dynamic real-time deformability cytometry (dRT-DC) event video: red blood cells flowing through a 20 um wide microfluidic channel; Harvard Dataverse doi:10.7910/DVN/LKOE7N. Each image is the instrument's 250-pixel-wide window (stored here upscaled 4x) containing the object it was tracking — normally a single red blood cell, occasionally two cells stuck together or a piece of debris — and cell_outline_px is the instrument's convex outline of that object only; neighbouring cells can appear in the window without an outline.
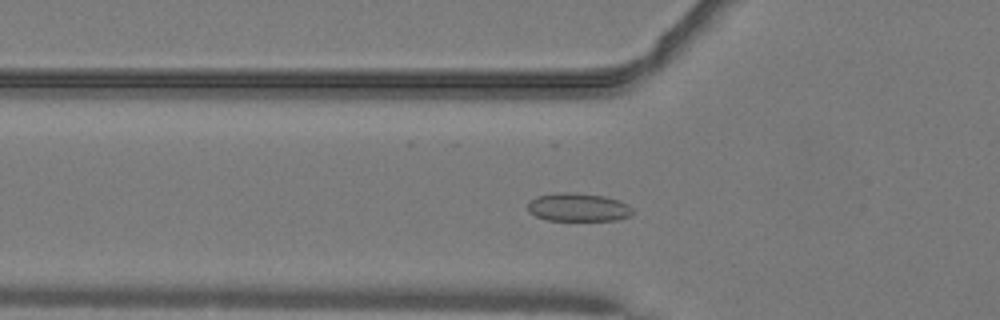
{"species": "common noctule bat (a hibernating species)", "species_latin": "Nyctalus noctula", "temperature_condition": "warm", "stored_images_in_passage": 46, "camera_frame_rate_fps": 3000, "um_per_image_px": 0.085, "animal": {"sex": "male", "body_mass_g": 19.2, "forearm_length_mm": 51.8}, "frame": {"image": 1, "passage_image": 13, "time_ms": 4.0, "image_size_px": [1000, 320], "cell_outline_px": [[636, 212], [632, 216], [616, 220], [544, 220], [528, 212], [528, 200], [536, 196], [556, 192], [572, 192], [604, 196], [620, 200], [628, 204]], "centroid_in_image_um": [49.15, 17.61], "position_along_channel_um": 76.6, "area_um2": 17.69}}
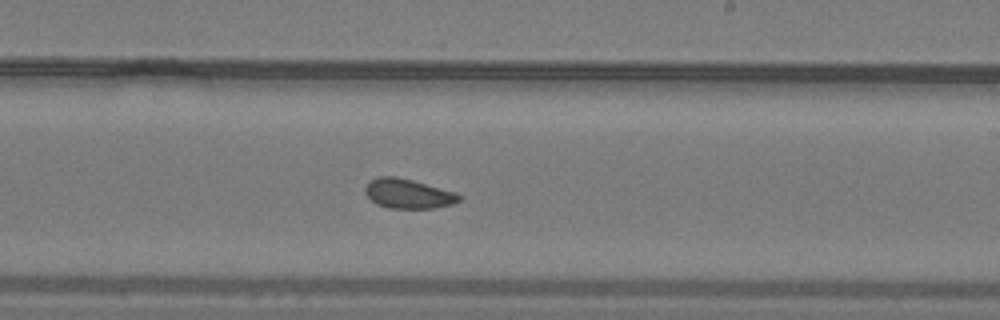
{"frame": {"image": 2, "passage_image": 26, "time_ms": 8.333, "image_size_px": [1000, 320], "cell_outline_px": [[464, 196], [460, 200], [452, 204], [432, 208], [388, 208], [376, 204], [364, 192], [364, 188], [368, 180], [380, 176], [396, 176], [412, 180], [456, 192]], "centroid_in_image_um": [34.68, 16.45], "position_along_channel_um": 254.3, "area_um2": 16.3}}
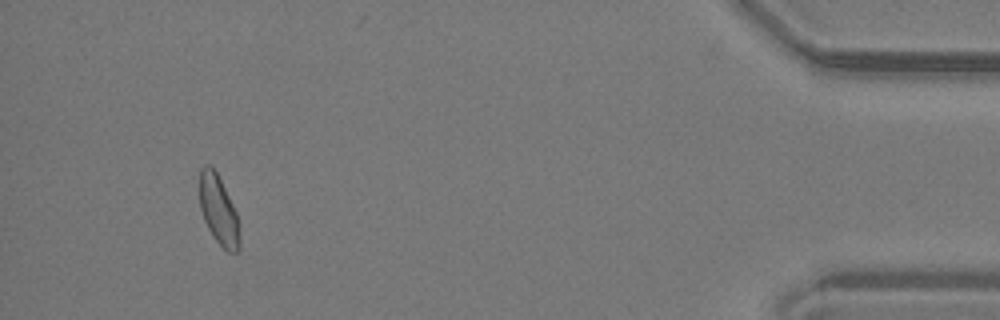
{"frame": {"image": 3, "passage_image": 43, "time_ms": 14.0, "image_size_px": [1000, 320], "cell_outline_px": [[240, 248], [236, 252], [228, 252], [212, 236], [204, 220], [200, 208], [200, 168], [204, 164], [208, 164], [216, 172], [236, 212], [240, 224]], "centroid_in_image_um": [18.59, 17.9], "position_along_channel_um": 416.6, "area_um2": 16.07}, "authors_computed_cell_mechanics": {"area_um2": 16.3574, "velocity_mm_per_s": 4.0779, "shape_relaxation_time_tau1_ms": 9.2214, "shape_relaxation_time_tau2_ms": 7.0648, "deformation_change_tau1": 0.1005, "deformation_change_tau2": 0.0863}}